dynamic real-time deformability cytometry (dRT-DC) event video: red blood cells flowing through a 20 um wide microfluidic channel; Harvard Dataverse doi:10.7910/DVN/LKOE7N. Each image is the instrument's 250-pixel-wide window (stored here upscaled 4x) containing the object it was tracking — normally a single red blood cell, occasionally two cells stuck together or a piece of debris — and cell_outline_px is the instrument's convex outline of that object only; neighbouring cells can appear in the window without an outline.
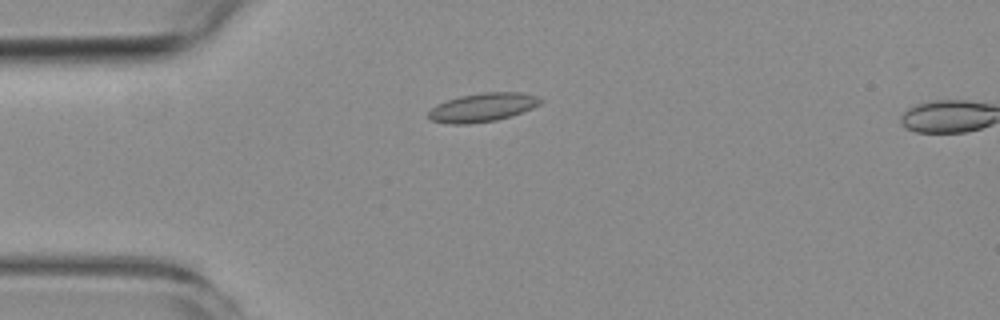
{"species": "common noctule bat (a hibernating species)", "species_latin": "Nyctalus noctula", "temperature_condition": "room temperature", "stored_images_in_passage": 6, "camera_frame_rate_fps": 3000, "um_per_image_px": 0.085, "animal": {"sex": "female", "body_mass_g": 19.3, "forearm_length_mm": 54.1}, "frame": {"image": 1, "passage_image": 4, "time_ms": 3.333, "image_size_px": [1000, 320], "cell_outline_px": [[544, 100], [540, 104], [532, 108], [512, 116], [496, 120], [468, 124], [448, 124], [432, 120], [428, 116], [428, 112], [436, 104], [460, 96], [484, 92], [520, 92], [536, 96]], "centroid_in_image_um": [41.03, 9.13], "position_along_channel_um": 44.0, "area_um2": 18.67}}
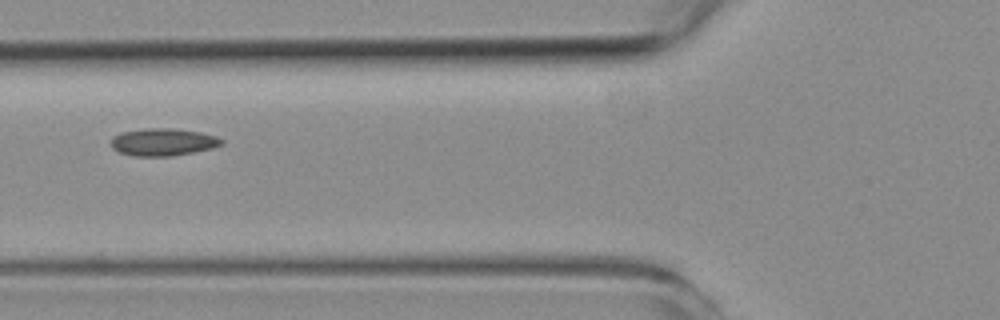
{"frame": {"image": 2, "passage_image": 6, "time_ms": 5.667, "image_size_px": [1000, 320], "cell_outline_px": [[224, 144], [212, 148], [172, 156], [136, 156], [120, 152], [112, 148], [112, 136], [120, 132], [148, 128], [172, 128], [200, 132], [216, 136], [224, 140]], "centroid_in_image_um": [13.87, 12.07], "position_along_channel_um": 111.9, "area_um2": 17.63}}